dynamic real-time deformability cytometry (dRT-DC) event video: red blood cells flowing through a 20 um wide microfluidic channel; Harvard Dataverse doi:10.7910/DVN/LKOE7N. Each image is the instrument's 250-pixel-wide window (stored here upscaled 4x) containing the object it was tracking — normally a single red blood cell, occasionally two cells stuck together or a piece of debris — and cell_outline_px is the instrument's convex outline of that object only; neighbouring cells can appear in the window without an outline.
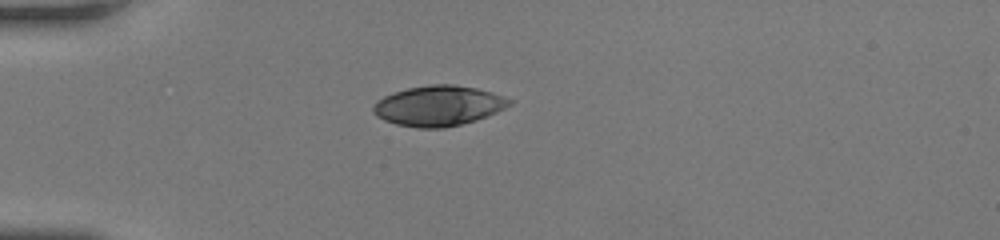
{"species": "human", "species_latin": "Homo sapiens", "temperature_condition": "room temperature", "stored_images_in_passage": 36, "camera_frame_rate_fps": 3000, "um_per_image_px": 0.085, "donor": {"sex": "female"}, "frame": {"image": 1, "passage_image": 1, "time_ms": 0.0, "image_size_px": [1000, 240], "cell_outline_px": [[512, 104], [496, 112], [476, 120], [444, 128], [416, 128], [396, 124], [384, 120], [376, 116], [372, 112], [372, 108], [384, 96], [392, 92], [408, 88], [432, 84], [452, 84], [476, 88], [492, 92], [504, 96], [512, 100]], "centroid_in_image_um": [37.27, 8.99], "position_along_channel_um": 47.7, "area_um2": 31.85}}
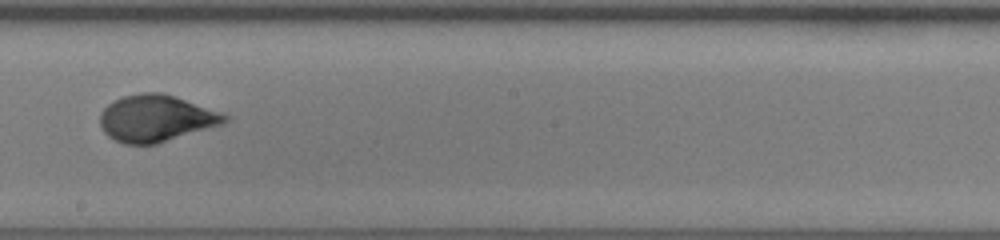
{"frame": {"image": 2, "passage_image": 16, "time_ms": 5.0, "image_size_px": [1000, 240], "cell_outline_px": [[228, 120], [224, 124], [156, 144], [124, 144], [108, 136], [104, 132], [100, 124], [100, 112], [112, 100], [124, 96], [140, 92], [160, 92], [220, 112], [228, 116]], "centroid_in_image_um": [13.23, 10.06], "position_along_channel_um": 235.0, "area_um2": 33.76}}
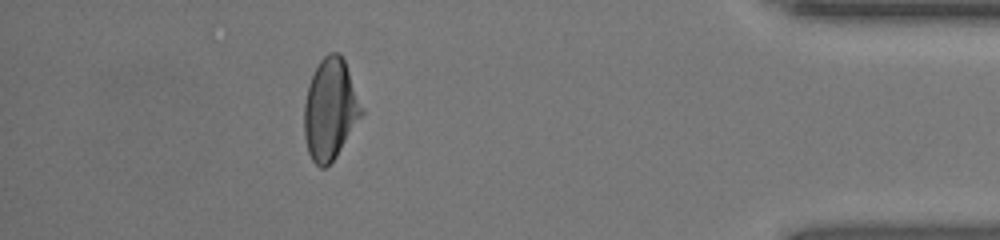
{"frame": {"image": 3, "passage_image": 31, "time_ms": 10.0, "image_size_px": [1000, 240], "cell_outline_px": [[364, 112], [336, 156], [324, 168], [320, 168], [312, 160], [308, 152], [304, 136], [304, 104], [308, 84], [320, 60], [328, 52], [340, 52], [344, 60]], "centroid_in_image_um": [28.05, 9.28], "position_along_channel_um": 407.2, "area_um2": 33.41}, "authors_computed_cell_mechanics": {"area_um2": 33.7552, "velocity_mm_per_s": 4.2933, "shape_relaxation_time_tau1_ms": 4.1815, "shape_relaxation_time_tau2_ms": 0.7465, "deformation_change_tau1": 0.1928, "deformation_change_tau2": 0.0369}}